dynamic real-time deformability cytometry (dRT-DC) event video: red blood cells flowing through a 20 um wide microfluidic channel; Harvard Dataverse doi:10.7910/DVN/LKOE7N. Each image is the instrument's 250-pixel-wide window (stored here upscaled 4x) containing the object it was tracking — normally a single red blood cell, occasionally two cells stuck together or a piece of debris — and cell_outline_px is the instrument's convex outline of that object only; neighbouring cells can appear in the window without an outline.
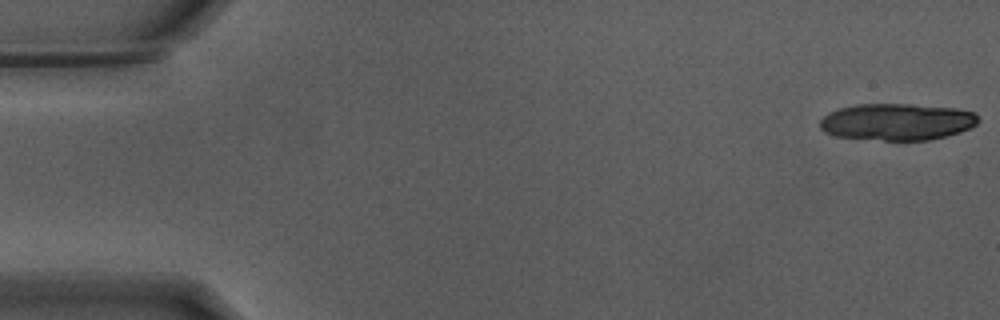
{"species": "Egyptian fruit bat (a non-hibernating species)", "species_latin": "Rousettus aegyptiacus", "temperature_condition": "warm", "stored_images_in_passage": 19, "camera_frame_rate_fps": 3000, "um_per_image_px": 0.085, "animal": {"sex": "male"}, "frame": {"image": 1, "passage_image": 1, "time_ms": 0.0, "image_size_px": [1000, 320], "cell_outline_px": [[980, 120], [972, 128], [960, 132], [928, 140], [884, 140], [836, 136], [824, 132], [820, 128], [820, 120], [828, 112], [840, 108], [860, 104], [908, 104], [956, 108], [976, 112], [980, 116]], "centroid_in_image_um": [76.28, 10.35], "position_along_channel_um": 8.7, "area_um2": 34.04}}